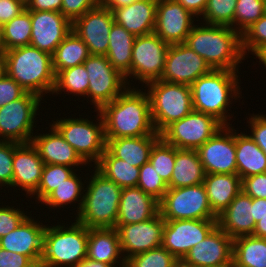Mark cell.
Listing matches in <instances>:
<instances>
[{
  "mask_svg": "<svg viewBox=\"0 0 266 267\" xmlns=\"http://www.w3.org/2000/svg\"><path fill=\"white\" fill-rule=\"evenodd\" d=\"M106 139L120 137L161 136L151 118L148 93L128 87L112 102L99 110Z\"/></svg>",
  "mask_w": 266,
  "mask_h": 267,
  "instance_id": "obj_1",
  "label": "cell"
},
{
  "mask_svg": "<svg viewBox=\"0 0 266 267\" xmlns=\"http://www.w3.org/2000/svg\"><path fill=\"white\" fill-rule=\"evenodd\" d=\"M185 44L214 70L238 71L239 63L245 58L241 35L230 26L194 25Z\"/></svg>",
  "mask_w": 266,
  "mask_h": 267,
  "instance_id": "obj_2",
  "label": "cell"
},
{
  "mask_svg": "<svg viewBox=\"0 0 266 267\" xmlns=\"http://www.w3.org/2000/svg\"><path fill=\"white\" fill-rule=\"evenodd\" d=\"M239 71L214 70L200 76L191 87L193 110L208 114L220 121L224 126H230L229 112L231 99L240 97ZM234 97V98H233ZM231 98V99H230ZM228 109V110H226Z\"/></svg>",
  "mask_w": 266,
  "mask_h": 267,
  "instance_id": "obj_3",
  "label": "cell"
},
{
  "mask_svg": "<svg viewBox=\"0 0 266 267\" xmlns=\"http://www.w3.org/2000/svg\"><path fill=\"white\" fill-rule=\"evenodd\" d=\"M5 53L7 75L26 92L40 98L45 93L53 92L55 73L51 54L31 45L7 50Z\"/></svg>",
  "mask_w": 266,
  "mask_h": 267,
  "instance_id": "obj_4",
  "label": "cell"
},
{
  "mask_svg": "<svg viewBox=\"0 0 266 267\" xmlns=\"http://www.w3.org/2000/svg\"><path fill=\"white\" fill-rule=\"evenodd\" d=\"M94 169L76 221L87 228H115L122 188Z\"/></svg>",
  "mask_w": 266,
  "mask_h": 267,
  "instance_id": "obj_5",
  "label": "cell"
},
{
  "mask_svg": "<svg viewBox=\"0 0 266 267\" xmlns=\"http://www.w3.org/2000/svg\"><path fill=\"white\" fill-rule=\"evenodd\" d=\"M64 226L46 225L40 267H75L86 258L88 228L76 220Z\"/></svg>",
  "mask_w": 266,
  "mask_h": 267,
  "instance_id": "obj_6",
  "label": "cell"
},
{
  "mask_svg": "<svg viewBox=\"0 0 266 267\" xmlns=\"http://www.w3.org/2000/svg\"><path fill=\"white\" fill-rule=\"evenodd\" d=\"M151 118L155 131L161 134L170 124L193 111L191 87L156 80L146 84Z\"/></svg>",
  "mask_w": 266,
  "mask_h": 267,
  "instance_id": "obj_7",
  "label": "cell"
},
{
  "mask_svg": "<svg viewBox=\"0 0 266 267\" xmlns=\"http://www.w3.org/2000/svg\"><path fill=\"white\" fill-rule=\"evenodd\" d=\"M98 113V123L80 117L60 118L52 124L87 164H96L106 150L104 122L99 110Z\"/></svg>",
  "mask_w": 266,
  "mask_h": 267,
  "instance_id": "obj_8",
  "label": "cell"
},
{
  "mask_svg": "<svg viewBox=\"0 0 266 267\" xmlns=\"http://www.w3.org/2000/svg\"><path fill=\"white\" fill-rule=\"evenodd\" d=\"M159 213L164 220L217 219L203 183L168 188L159 201Z\"/></svg>",
  "mask_w": 266,
  "mask_h": 267,
  "instance_id": "obj_9",
  "label": "cell"
},
{
  "mask_svg": "<svg viewBox=\"0 0 266 267\" xmlns=\"http://www.w3.org/2000/svg\"><path fill=\"white\" fill-rule=\"evenodd\" d=\"M42 98L26 92L21 98L0 108V140L16 143L32 141L34 122ZM2 138V139H1Z\"/></svg>",
  "mask_w": 266,
  "mask_h": 267,
  "instance_id": "obj_10",
  "label": "cell"
},
{
  "mask_svg": "<svg viewBox=\"0 0 266 267\" xmlns=\"http://www.w3.org/2000/svg\"><path fill=\"white\" fill-rule=\"evenodd\" d=\"M223 127L213 116L193 110L170 124L161 133V138L178 149L197 150Z\"/></svg>",
  "mask_w": 266,
  "mask_h": 267,
  "instance_id": "obj_11",
  "label": "cell"
},
{
  "mask_svg": "<svg viewBox=\"0 0 266 267\" xmlns=\"http://www.w3.org/2000/svg\"><path fill=\"white\" fill-rule=\"evenodd\" d=\"M83 64L89 79L87 97L92 98L90 101L97 111L128 88L125 76L110 64L105 55H90Z\"/></svg>",
  "mask_w": 266,
  "mask_h": 267,
  "instance_id": "obj_12",
  "label": "cell"
},
{
  "mask_svg": "<svg viewBox=\"0 0 266 267\" xmlns=\"http://www.w3.org/2000/svg\"><path fill=\"white\" fill-rule=\"evenodd\" d=\"M169 44L164 42L155 32L136 36L130 68V76L148 84L160 80Z\"/></svg>",
  "mask_w": 266,
  "mask_h": 267,
  "instance_id": "obj_13",
  "label": "cell"
},
{
  "mask_svg": "<svg viewBox=\"0 0 266 267\" xmlns=\"http://www.w3.org/2000/svg\"><path fill=\"white\" fill-rule=\"evenodd\" d=\"M217 226V219L165 220L161 246L182 260Z\"/></svg>",
  "mask_w": 266,
  "mask_h": 267,
  "instance_id": "obj_14",
  "label": "cell"
},
{
  "mask_svg": "<svg viewBox=\"0 0 266 267\" xmlns=\"http://www.w3.org/2000/svg\"><path fill=\"white\" fill-rule=\"evenodd\" d=\"M197 152L205 174H237L234 127L221 128Z\"/></svg>",
  "mask_w": 266,
  "mask_h": 267,
  "instance_id": "obj_15",
  "label": "cell"
},
{
  "mask_svg": "<svg viewBox=\"0 0 266 267\" xmlns=\"http://www.w3.org/2000/svg\"><path fill=\"white\" fill-rule=\"evenodd\" d=\"M211 70L205 60L185 43L171 44L160 80L190 86L200 76L208 74Z\"/></svg>",
  "mask_w": 266,
  "mask_h": 267,
  "instance_id": "obj_16",
  "label": "cell"
},
{
  "mask_svg": "<svg viewBox=\"0 0 266 267\" xmlns=\"http://www.w3.org/2000/svg\"><path fill=\"white\" fill-rule=\"evenodd\" d=\"M114 23L112 10L100 4L77 18L72 30L85 42L90 55H106Z\"/></svg>",
  "mask_w": 266,
  "mask_h": 267,
  "instance_id": "obj_17",
  "label": "cell"
},
{
  "mask_svg": "<svg viewBox=\"0 0 266 267\" xmlns=\"http://www.w3.org/2000/svg\"><path fill=\"white\" fill-rule=\"evenodd\" d=\"M165 220L160 213L139 223L115 225L125 260L161 246ZM125 253V254H124Z\"/></svg>",
  "mask_w": 266,
  "mask_h": 267,
  "instance_id": "obj_18",
  "label": "cell"
},
{
  "mask_svg": "<svg viewBox=\"0 0 266 267\" xmlns=\"http://www.w3.org/2000/svg\"><path fill=\"white\" fill-rule=\"evenodd\" d=\"M181 261L190 267H232L233 239L216 226Z\"/></svg>",
  "mask_w": 266,
  "mask_h": 267,
  "instance_id": "obj_19",
  "label": "cell"
},
{
  "mask_svg": "<svg viewBox=\"0 0 266 267\" xmlns=\"http://www.w3.org/2000/svg\"><path fill=\"white\" fill-rule=\"evenodd\" d=\"M27 11L31 15L30 45L52 55L72 30V23L61 12Z\"/></svg>",
  "mask_w": 266,
  "mask_h": 267,
  "instance_id": "obj_20",
  "label": "cell"
},
{
  "mask_svg": "<svg viewBox=\"0 0 266 267\" xmlns=\"http://www.w3.org/2000/svg\"><path fill=\"white\" fill-rule=\"evenodd\" d=\"M194 15L176 0H158L154 32L166 43H185L194 27Z\"/></svg>",
  "mask_w": 266,
  "mask_h": 267,
  "instance_id": "obj_21",
  "label": "cell"
},
{
  "mask_svg": "<svg viewBox=\"0 0 266 267\" xmlns=\"http://www.w3.org/2000/svg\"><path fill=\"white\" fill-rule=\"evenodd\" d=\"M29 217L13 231L0 238V248L25 255L32 262L40 265L46 225Z\"/></svg>",
  "mask_w": 266,
  "mask_h": 267,
  "instance_id": "obj_22",
  "label": "cell"
},
{
  "mask_svg": "<svg viewBox=\"0 0 266 267\" xmlns=\"http://www.w3.org/2000/svg\"><path fill=\"white\" fill-rule=\"evenodd\" d=\"M45 163L35 146L29 143L14 142L13 180L10 187H22L27 196L32 195L41 181Z\"/></svg>",
  "mask_w": 266,
  "mask_h": 267,
  "instance_id": "obj_23",
  "label": "cell"
},
{
  "mask_svg": "<svg viewBox=\"0 0 266 267\" xmlns=\"http://www.w3.org/2000/svg\"><path fill=\"white\" fill-rule=\"evenodd\" d=\"M217 226L232 239L252 235L256 226L253 218V198L241 190L217 216Z\"/></svg>",
  "mask_w": 266,
  "mask_h": 267,
  "instance_id": "obj_24",
  "label": "cell"
},
{
  "mask_svg": "<svg viewBox=\"0 0 266 267\" xmlns=\"http://www.w3.org/2000/svg\"><path fill=\"white\" fill-rule=\"evenodd\" d=\"M159 213V201L138 186L123 188L116 225L139 223Z\"/></svg>",
  "mask_w": 266,
  "mask_h": 267,
  "instance_id": "obj_25",
  "label": "cell"
},
{
  "mask_svg": "<svg viewBox=\"0 0 266 267\" xmlns=\"http://www.w3.org/2000/svg\"><path fill=\"white\" fill-rule=\"evenodd\" d=\"M50 133L33 135L31 143L37 149L40 158L45 164L65 165L75 168L87 163L79 156L59 133L50 125ZM75 166V167H74Z\"/></svg>",
  "mask_w": 266,
  "mask_h": 267,
  "instance_id": "obj_26",
  "label": "cell"
},
{
  "mask_svg": "<svg viewBox=\"0 0 266 267\" xmlns=\"http://www.w3.org/2000/svg\"><path fill=\"white\" fill-rule=\"evenodd\" d=\"M158 0H141L112 10L114 22L135 36L154 32Z\"/></svg>",
  "mask_w": 266,
  "mask_h": 267,
  "instance_id": "obj_27",
  "label": "cell"
},
{
  "mask_svg": "<svg viewBox=\"0 0 266 267\" xmlns=\"http://www.w3.org/2000/svg\"><path fill=\"white\" fill-rule=\"evenodd\" d=\"M87 258L126 266L116 228H88ZM122 258V259H121ZM120 261V263H119Z\"/></svg>",
  "mask_w": 266,
  "mask_h": 267,
  "instance_id": "obj_28",
  "label": "cell"
},
{
  "mask_svg": "<svg viewBox=\"0 0 266 267\" xmlns=\"http://www.w3.org/2000/svg\"><path fill=\"white\" fill-rule=\"evenodd\" d=\"M212 212L220 215L242 190L237 174H205L204 182Z\"/></svg>",
  "mask_w": 266,
  "mask_h": 267,
  "instance_id": "obj_29",
  "label": "cell"
},
{
  "mask_svg": "<svg viewBox=\"0 0 266 267\" xmlns=\"http://www.w3.org/2000/svg\"><path fill=\"white\" fill-rule=\"evenodd\" d=\"M161 136L120 137L106 139V148L116 157L134 167L149 162L150 152Z\"/></svg>",
  "mask_w": 266,
  "mask_h": 267,
  "instance_id": "obj_30",
  "label": "cell"
},
{
  "mask_svg": "<svg viewBox=\"0 0 266 267\" xmlns=\"http://www.w3.org/2000/svg\"><path fill=\"white\" fill-rule=\"evenodd\" d=\"M205 171L197 150L176 148L175 166L168 188H181L204 182Z\"/></svg>",
  "mask_w": 266,
  "mask_h": 267,
  "instance_id": "obj_31",
  "label": "cell"
},
{
  "mask_svg": "<svg viewBox=\"0 0 266 267\" xmlns=\"http://www.w3.org/2000/svg\"><path fill=\"white\" fill-rule=\"evenodd\" d=\"M136 36L114 23L109 34V46L105 55L110 64L119 71L129 85L132 49Z\"/></svg>",
  "mask_w": 266,
  "mask_h": 267,
  "instance_id": "obj_32",
  "label": "cell"
},
{
  "mask_svg": "<svg viewBox=\"0 0 266 267\" xmlns=\"http://www.w3.org/2000/svg\"><path fill=\"white\" fill-rule=\"evenodd\" d=\"M237 175L243 179L266 172V154L245 133H236Z\"/></svg>",
  "mask_w": 266,
  "mask_h": 267,
  "instance_id": "obj_33",
  "label": "cell"
},
{
  "mask_svg": "<svg viewBox=\"0 0 266 267\" xmlns=\"http://www.w3.org/2000/svg\"><path fill=\"white\" fill-rule=\"evenodd\" d=\"M89 56L85 42L71 30L52 54L53 71L56 75L59 71L83 64Z\"/></svg>",
  "mask_w": 266,
  "mask_h": 267,
  "instance_id": "obj_34",
  "label": "cell"
},
{
  "mask_svg": "<svg viewBox=\"0 0 266 267\" xmlns=\"http://www.w3.org/2000/svg\"><path fill=\"white\" fill-rule=\"evenodd\" d=\"M95 168L122 189L137 186L140 168L116 158L107 148L95 164Z\"/></svg>",
  "mask_w": 266,
  "mask_h": 267,
  "instance_id": "obj_35",
  "label": "cell"
},
{
  "mask_svg": "<svg viewBox=\"0 0 266 267\" xmlns=\"http://www.w3.org/2000/svg\"><path fill=\"white\" fill-rule=\"evenodd\" d=\"M232 267H266V238L248 235L233 239Z\"/></svg>",
  "mask_w": 266,
  "mask_h": 267,
  "instance_id": "obj_36",
  "label": "cell"
},
{
  "mask_svg": "<svg viewBox=\"0 0 266 267\" xmlns=\"http://www.w3.org/2000/svg\"><path fill=\"white\" fill-rule=\"evenodd\" d=\"M78 177L76 173H74L71 177L63 181L59 186L56 187L42 202L41 204H46V206L53 207H63L65 205L71 204L75 201L78 203L77 213L80 212L84 195V187L83 182ZM83 190V192H82ZM80 199V200H79Z\"/></svg>",
  "mask_w": 266,
  "mask_h": 267,
  "instance_id": "obj_37",
  "label": "cell"
},
{
  "mask_svg": "<svg viewBox=\"0 0 266 267\" xmlns=\"http://www.w3.org/2000/svg\"><path fill=\"white\" fill-rule=\"evenodd\" d=\"M89 86L88 73L84 64L59 71L55 75V86L52 92L53 94H60L63 92H70V94L80 95L87 97V91Z\"/></svg>",
  "mask_w": 266,
  "mask_h": 267,
  "instance_id": "obj_38",
  "label": "cell"
},
{
  "mask_svg": "<svg viewBox=\"0 0 266 267\" xmlns=\"http://www.w3.org/2000/svg\"><path fill=\"white\" fill-rule=\"evenodd\" d=\"M3 38L5 51L30 45L31 15L27 10L3 25Z\"/></svg>",
  "mask_w": 266,
  "mask_h": 267,
  "instance_id": "obj_39",
  "label": "cell"
},
{
  "mask_svg": "<svg viewBox=\"0 0 266 267\" xmlns=\"http://www.w3.org/2000/svg\"><path fill=\"white\" fill-rule=\"evenodd\" d=\"M176 147L160 138L152 147L149 163L156 170L161 179L168 184L175 166Z\"/></svg>",
  "mask_w": 266,
  "mask_h": 267,
  "instance_id": "obj_40",
  "label": "cell"
},
{
  "mask_svg": "<svg viewBox=\"0 0 266 267\" xmlns=\"http://www.w3.org/2000/svg\"><path fill=\"white\" fill-rule=\"evenodd\" d=\"M73 171V167L45 164L38 189L32 195L36 196L39 203L42 202L57 186L71 177L75 173Z\"/></svg>",
  "mask_w": 266,
  "mask_h": 267,
  "instance_id": "obj_41",
  "label": "cell"
},
{
  "mask_svg": "<svg viewBox=\"0 0 266 267\" xmlns=\"http://www.w3.org/2000/svg\"><path fill=\"white\" fill-rule=\"evenodd\" d=\"M237 0H208L202 15L204 24L230 26L234 29Z\"/></svg>",
  "mask_w": 266,
  "mask_h": 267,
  "instance_id": "obj_42",
  "label": "cell"
},
{
  "mask_svg": "<svg viewBox=\"0 0 266 267\" xmlns=\"http://www.w3.org/2000/svg\"><path fill=\"white\" fill-rule=\"evenodd\" d=\"M265 13L264 0H237L234 15V30L241 35Z\"/></svg>",
  "mask_w": 266,
  "mask_h": 267,
  "instance_id": "obj_43",
  "label": "cell"
},
{
  "mask_svg": "<svg viewBox=\"0 0 266 267\" xmlns=\"http://www.w3.org/2000/svg\"><path fill=\"white\" fill-rule=\"evenodd\" d=\"M177 261L166 248L160 246L130 257L125 267H173Z\"/></svg>",
  "mask_w": 266,
  "mask_h": 267,
  "instance_id": "obj_44",
  "label": "cell"
},
{
  "mask_svg": "<svg viewBox=\"0 0 266 267\" xmlns=\"http://www.w3.org/2000/svg\"><path fill=\"white\" fill-rule=\"evenodd\" d=\"M266 46V13L241 34V48L243 55L255 54ZM247 50V51H246Z\"/></svg>",
  "mask_w": 266,
  "mask_h": 267,
  "instance_id": "obj_45",
  "label": "cell"
},
{
  "mask_svg": "<svg viewBox=\"0 0 266 267\" xmlns=\"http://www.w3.org/2000/svg\"><path fill=\"white\" fill-rule=\"evenodd\" d=\"M137 186L158 201L163 198L165 192L168 190L167 184L161 179L149 162L140 167Z\"/></svg>",
  "mask_w": 266,
  "mask_h": 267,
  "instance_id": "obj_46",
  "label": "cell"
},
{
  "mask_svg": "<svg viewBox=\"0 0 266 267\" xmlns=\"http://www.w3.org/2000/svg\"><path fill=\"white\" fill-rule=\"evenodd\" d=\"M14 142L0 140V186H11L13 180Z\"/></svg>",
  "mask_w": 266,
  "mask_h": 267,
  "instance_id": "obj_47",
  "label": "cell"
},
{
  "mask_svg": "<svg viewBox=\"0 0 266 267\" xmlns=\"http://www.w3.org/2000/svg\"><path fill=\"white\" fill-rule=\"evenodd\" d=\"M102 4V0H62L61 13L73 23L84 13Z\"/></svg>",
  "mask_w": 266,
  "mask_h": 267,
  "instance_id": "obj_48",
  "label": "cell"
},
{
  "mask_svg": "<svg viewBox=\"0 0 266 267\" xmlns=\"http://www.w3.org/2000/svg\"><path fill=\"white\" fill-rule=\"evenodd\" d=\"M28 216L20 209L0 207V238L17 228Z\"/></svg>",
  "mask_w": 266,
  "mask_h": 267,
  "instance_id": "obj_49",
  "label": "cell"
},
{
  "mask_svg": "<svg viewBox=\"0 0 266 267\" xmlns=\"http://www.w3.org/2000/svg\"><path fill=\"white\" fill-rule=\"evenodd\" d=\"M26 91L7 74L0 78V108L21 98Z\"/></svg>",
  "mask_w": 266,
  "mask_h": 267,
  "instance_id": "obj_50",
  "label": "cell"
},
{
  "mask_svg": "<svg viewBox=\"0 0 266 267\" xmlns=\"http://www.w3.org/2000/svg\"><path fill=\"white\" fill-rule=\"evenodd\" d=\"M242 190L251 198H266V172L243 178Z\"/></svg>",
  "mask_w": 266,
  "mask_h": 267,
  "instance_id": "obj_51",
  "label": "cell"
},
{
  "mask_svg": "<svg viewBox=\"0 0 266 267\" xmlns=\"http://www.w3.org/2000/svg\"><path fill=\"white\" fill-rule=\"evenodd\" d=\"M248 121L251 129V135L248 136L266 154V116L253 115Z\"/></svg>",
  "mask_w": 266,
  "mask_h": 267,
  "instance_id": "obj_52",
  "label": "cell"
},
{
  "mask_svg": "<svg viewBox=\"0 0 266 267\" xmlns=\"http://www.w3.org/2000/svg\"><path fill=\"white\" fill-rule=\"evenodd\" d=\"M0 267H40L27 256L0 248Z\"/></svg>",
  "mask_w": 266,
  "mask_h": 267,
  "instance_id": "obj_53",
  "label": "cell"
},
{
  "mask_svg": "<svg viewBox=\"0 0 266 267\" xmlns=\"http://www.w3.org/2000/svg\"><path fill=\"white\" fill-rule=\"evenodd\" d=\"M26 7L16 0H0V24L11 21L14 17L19 16Z\"/></svg>",
  "mask_w": 266,
  "mask_h": 267,
  "instance_id": "obj_54",
  "label": "cell"
},
{
  "mask_svg": "<svg viewBox=\"0 0 266 267\" xmlns=\"http://www.w3.org/2000/svg\"><path fill=\"white\" fill-rule=\"evenodd\" d=\"M62 0H31L26 10L61 12Z\"/></svg>",
  "mask_w": 266,
  "mask_h": 267,
  "instance_id": "obj_55",
  "label": "cell"
},
{
  "mask_svg": "<svg viewBox=\"0 0 266 267\" xmlns=\"http://www.w3.org/2000/svg\"><path fill=\"white\" fill-rule=\"evenodd\" d=\"M186 10L192 13L196 18L202 16L206 8L208 0H176Z\"/></svg>",
  "mask_w": 266,
  "mask_h": 267,
  "instance_id": "obj_56",
  "label": "cell"
},
{
  "mask_svg": "<svg viewBox=\"0 0 266 267\" xmlns=\"http://www.w3.org/2000/svg\"><path fill=\"white\" fill-rule=\"evenodd\" d=\"M266 215V198H253V218L255 224Z\"/></svg>",
  "mask_w": 266,
  "mask_h": 267,
  "instance_id": "obj_57",
  "label": "cell"
},
{
  "mask_svg": "<svg viewBox=\"0 0 266 267\" xmlns=\"http://www.w3.org/2000/svg\"><path fill=\"white\" fill-rule=\"evenodd\" d=\"M141 0H102V4L110 10L129 5L133 2Z\"/></svg>",
  "mask_w": 266,
  "mask_h": 267,
  "instance_id": "obj_58",
  "label": "cell"
},
{
  "mask_svg": "<svg viewBox=\"0 0 266 267\" xmlns=\"http://www.w3.org/2000/svg\"><path fill=\"white\" fill-rule=\"evenodd\" d=\"M75 267H117L116 264L102 263L99 261H93L89 258L83 259Z\"/></svg>",
  "mask_w": 266,
  "mask_h": 267,
  "instance_id": "obj_59",
  "label": "cell"
},
{
  "mask_svg": "<svg viewBox=\"0 0 266 267\" xmlns=\"http://www.w3.org/2000/svg\"><path fill=\"white\" fill-rule=\"evenodd\" d=\"M252 236L266 238V215L256 223Z\"/></svg>",
  "mask_w": 266,
  "mask_h": 267,
  "instance_id": "obj_60",
  "label": "cell"
},
{
  "mask_svg": "<svg viewBox=\"0 0 266 267\" xmlns=\"http://www.w3.org/2000/svg\"><path fill=\"white\" fill-rule=\"evenodd\" d=\"M6 74V53L4 51L0 52V78L4 77Z\"/></svg>",
  "mask_w": 266,
  "mask_h": 267,
  "instance_id": "obj_61",
  "label": "cell"
},
{
  "mask_svg": "<svg viewBox=\"0 0 266 267\" xmlns=\"http://www.w3.org/2000/svg\"><path fill=\"white\" fill-rule=\"evenodd\" d=\"M254 55L262 62L263 66L266 67V46L259 49Z\"/></svg>",
  "mask_w": 266,
  "mask_h": 267,
  "instance_id": "obj_62",
  "label": "cell"
},
{
  "mask_svg": "<svg viewBox=\"0 0 266 267\" xmlns=\"http://www.w3.org/2000/svg\"><path fill=\"white\" fill-rule=\"evenodd\" d=\"M5 51V43L3 38V26L0 24V52Z\"/></svg>",
  "mask_w": 266,
  "mask_h": 267,
  "instance_id": "obj_63",
  "label": "cell"
},
{
  "mask_svg": "<svg viewBox=\"0 0 266 267\" xmlns=\"http://www.w3.org/2000/svg\"><path fill=\"white\" fill-rule=\"evenodd\" d=\"M173 267H190V266L186 265L181 260H178L177 263Z\"/></svg>",
  "mask_w": 266,
  "mask_h": 267,
  "instance_id": "obj_64",
  "label": "cell"
},
{
  "mask_svg": "<svg viewBox=\"0 0 266 267\" xmlns=\"http://www.w3.org/2000/svg\"><path fill=\"white\" fill-rule=\"evenodd\" d=\"M16 1L21 2L25 7H27L28 4L31 2V0H16Z\"/></svg>",
  "mask_w": 266,
  "mask_h": 267,
  "instance_id": "obj_65",
  "label": "cell"
},
{
  "mask_svg": "<svg viewBox=\"0 0 266 267\" xmlns=\"http://www.w3.org/2000/svg\"><path fill=\"white\" fill-rule=\"evenodd\" d=\"M264 4H265V12H266V0H264Z\"/></svg>",
  "mask_w": 266,
  "mask_h": 267,
  "instance_id": "obj_66",
  "label": "cell"
}]
</instances>
